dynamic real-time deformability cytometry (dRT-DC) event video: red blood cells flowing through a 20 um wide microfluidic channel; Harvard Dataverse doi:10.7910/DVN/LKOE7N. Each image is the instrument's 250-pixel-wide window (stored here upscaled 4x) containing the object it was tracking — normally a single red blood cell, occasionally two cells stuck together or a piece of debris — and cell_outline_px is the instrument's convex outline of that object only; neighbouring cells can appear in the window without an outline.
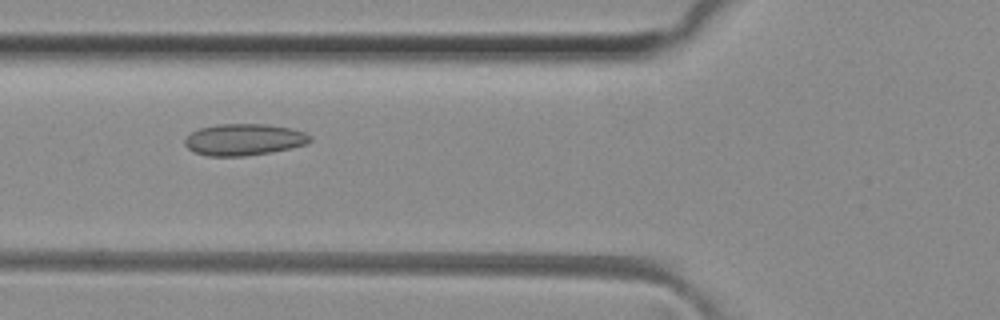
{"species": "common noctule bat (a hibernating species)", "species_latin": "Nyctalus noctula", "temperature_condition": "room temperature", "stored_images_in_passage": 50, "camera_frame_rate_fps": 3000, "um_per_image_px": 0.085, "animal": {"sex": "female", "body_mass_g": 29.2, "forearm_length_mm": 56.3}, "frame": {"image": 1, "passage_image": 19, "time_ms": 6.0, "image_size_px": [1000, 320], "cell_outline_px": [[312, 140], [304, 144], [288, 148], [268, 152], [244, 156], [208, 156], [192, 152], [184, 144], [184, 140], [192, 132], [200, 128], [216, 124], [264, 124], [292, 128], [304, 132], [312, 136]], "centroid_in_image_um": [20.7, 11.86], "position_along_channel_um": 105.1, "area_um2": 22.95}}
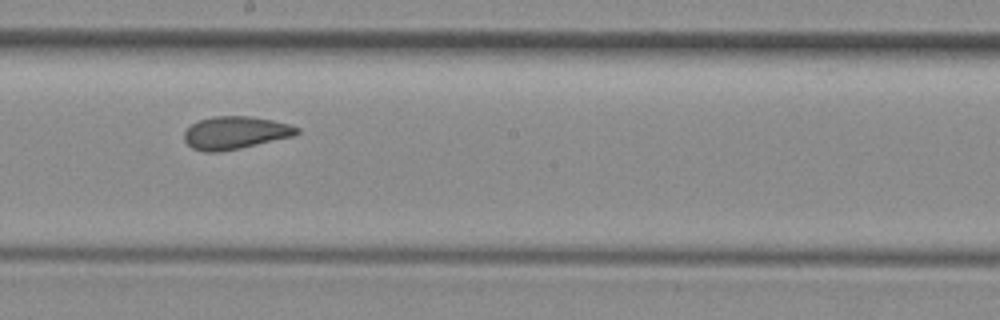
{"frame": {"image": 2, "passage_image": 28, "time_ms": 9.0, "image_size_px": [1000, 320], "cell_outline_px": [[300, 132], [296, 136], [240, 148], [220, 152], [204, 152], [192, 148], [184, 140], [184, 132], [192, 124], [200, 120], [216, 116], [248, 116], [272, 120], [288, 124], [300, 128]], "centroid_in_image_um": [20.02, 11.29], "position_along_channel_um": 228.2, "area_um2": 21.5}}
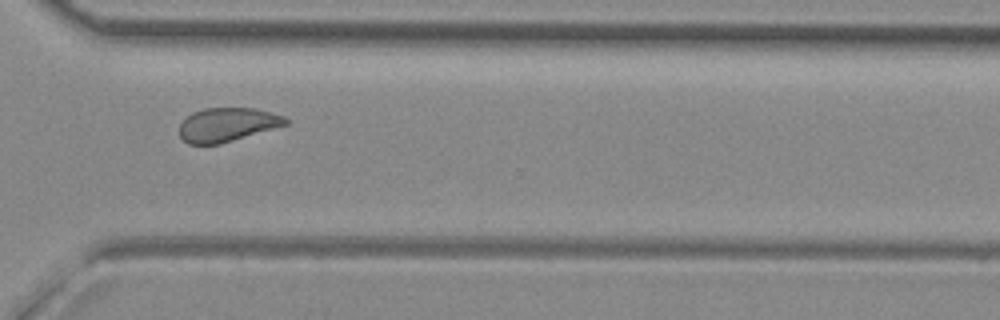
{"frame": {"image": 3, "passage_image": 37, "time_ms": 12.0, "image_size_px": [1000, 320], "cell_outline_px": [[288, 124], [220, 144], [188, 144], [180, 136], [180, 124], [192, 112], [204, 108], [252, 108], [284, 116], [288, 120]], "centroid_in_image_um": [19.3, 10.6], "position_along_channel_um": 351.3, "area_um2": 20.69}, "authors_computed_cell_mechanics": {"area_um2": 22.5709, "velocity_mm_per_s": 4.0998, "shape_relaxation_time_tau1_ms": null, "shape_relaxation_time_tau2_ms": 1.4516, "deformation_change_tau1": null, "deformation_change_tau2": 0.0695}}